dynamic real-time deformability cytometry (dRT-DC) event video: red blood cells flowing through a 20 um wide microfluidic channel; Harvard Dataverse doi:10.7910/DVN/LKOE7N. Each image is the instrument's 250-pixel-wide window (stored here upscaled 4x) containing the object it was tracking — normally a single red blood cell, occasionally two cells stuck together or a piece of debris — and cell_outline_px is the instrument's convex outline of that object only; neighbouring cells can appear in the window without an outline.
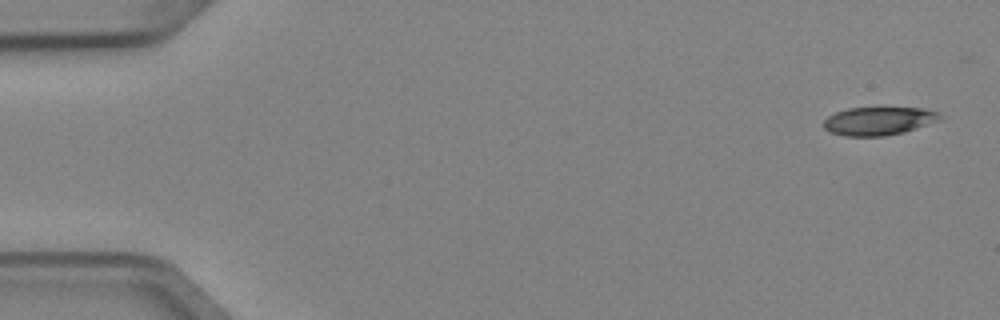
{"species": "Egyptian fruit bat (a non-hibernating species)", "species_latin": "Rousettus aegyptiacus", "temperature_condition": "cold", "stored_images_in_passage": 5, "camera_frame_rate_fps": 3000, "um_per_image_px": 0.085, "animal": {"sex": "female"}, "frame": {"image": 1, "passage_image": 1, "time_ms": 0.0, "image_size_px": [1000, 320], "cell_outline_px": [[944, 116], [940, 120], [904, 132], [884, 136], [844, 136], [828, 132], [824, 128], [824, 120], [828, 116], [836, 112], [848, 108], [924, 108], [936, 112]], "centroid_in_image_um": [74.67, 10.29], "position_along_channel_um": 10.3, "area_um2": 19.13}}
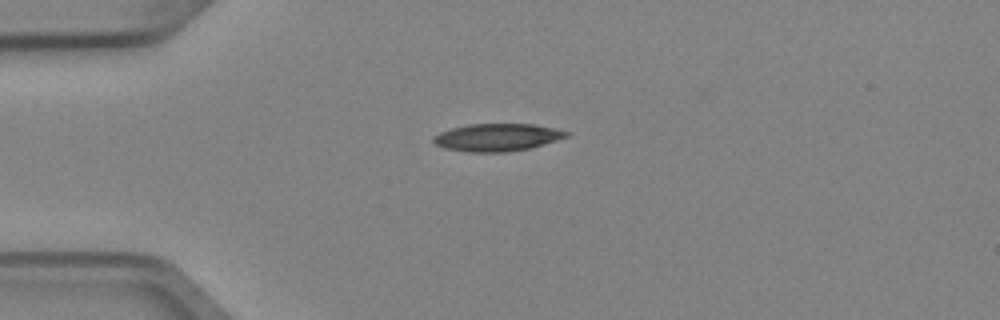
{"frame": {"image": 2, "passage_image": 4, "time_ms": 1.0, "image_size_px": [1000, 320], "cell_outline_px": [[572, 132], [568, 136], [544, 144], [528, 148], [504, 152], [468, 152], [444, 148], [436, 144], [432, 140], [432, 136], [440, 132], [452, 128], [468, 124], [536, 124], [556, 128]], "centroid_in_image_um": [42.27, 11.66], "position_along_channel_um": 42.7, "area_um2": 21.39}}